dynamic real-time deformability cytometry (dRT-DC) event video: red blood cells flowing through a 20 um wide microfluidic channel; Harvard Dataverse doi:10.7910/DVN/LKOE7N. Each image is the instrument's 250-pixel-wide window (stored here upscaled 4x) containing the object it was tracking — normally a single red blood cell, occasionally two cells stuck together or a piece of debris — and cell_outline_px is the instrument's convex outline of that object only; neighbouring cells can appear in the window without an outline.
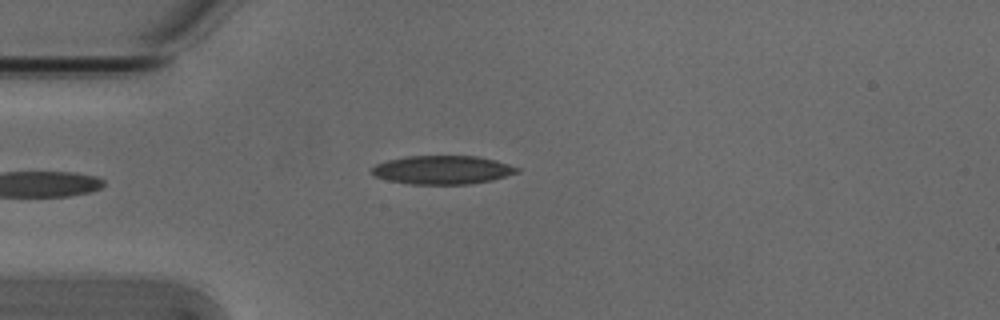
{"species": "Egyptian fruit bat (a non-hibernating species)", "species_latin": "Rousettus aegyptiacus", "temperature_condition": "cold", "stored_images_in_passage": 36, "camera_frame_rate_fps": 3000, "um_per_image_px": 0.085, "animal": {"sex": "male"}, "frame": {"image": 1, "passage_image": 5, "time_ms": 1.333, "image_size_px": [1000, 320], "cell_outline_px": [[520, 172], [492, 180], [468, 184], [408, 184], [388, 180], [376, 176], [372, 172], [372, 168], [376, 164], [388, 160], [404, 156], [476, 156], [496, 160], [520, 168]], "centroid_in_image_um": [37.63, 14.44], "position_along_channel_um": 47.4, "area_um2": 24.16}}
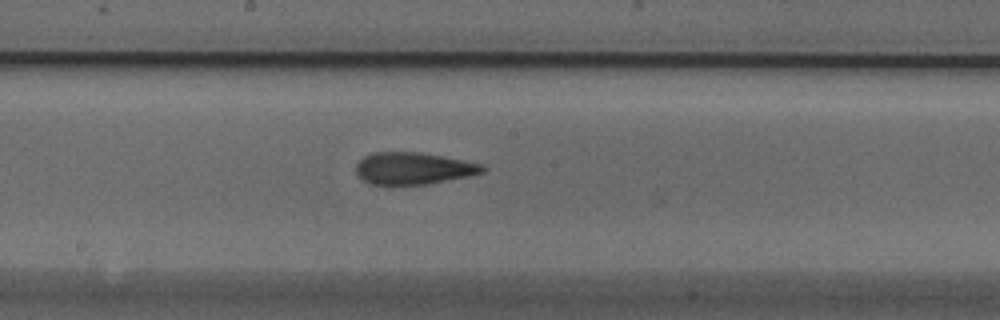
{"frame": {"image": 2, "passage_image": 19, "time_ms": 6.0, "image_size_px": [1000, 320], "cell_outline_px": [[488, 168], [484, 172], [468, 176], [428, 184], [372, 184], [364, 180], [356, 172], [356, 164], [364, 156], [372, 152], [420, 152], [484, 164]], "centroid_in_image_um": [35.16, 14.3], "position_along_channel_um": 213.0, "area_um2": 23.47}}
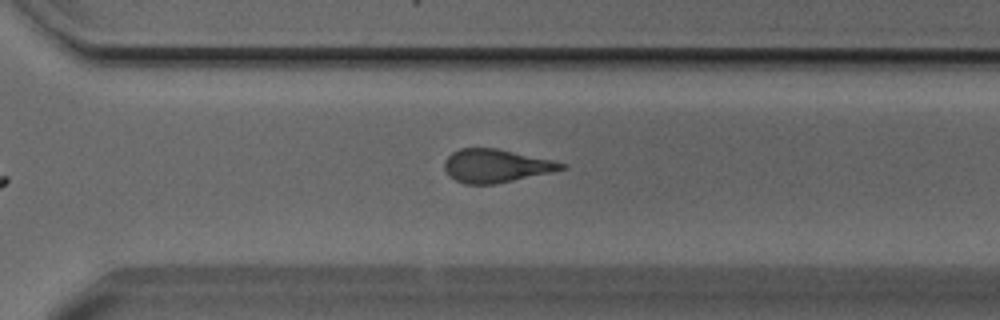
{"frame": {"image": 3, "passage_image": 28, "time_ms": 9.0, "image_size_px": [1000, 320], "cell_outline_px": [[568, 168], [552, 172], [496, 184], [464, 184], [456, 180], [444, 168], [444, 160], [452, 152], [460, 148], [496, 148], [552, 160], [568, 164]], "centroid_in_image_um": [42.18, 14.09], "position_along_channel_um": 328.4, "area_um2": 22.6}, "authors_computed_cell_mechanics": {"area_um2": 23.4668, "velocity_mm_per_s": 3.8525, "shape_relaxation_time_tau1_ms": 5.6834, "shape_relaxation_time_tau2_ms": 2.8421, "deformation_change_tau1": 0.1834, "deformation_change_tau2": 0.1081}}